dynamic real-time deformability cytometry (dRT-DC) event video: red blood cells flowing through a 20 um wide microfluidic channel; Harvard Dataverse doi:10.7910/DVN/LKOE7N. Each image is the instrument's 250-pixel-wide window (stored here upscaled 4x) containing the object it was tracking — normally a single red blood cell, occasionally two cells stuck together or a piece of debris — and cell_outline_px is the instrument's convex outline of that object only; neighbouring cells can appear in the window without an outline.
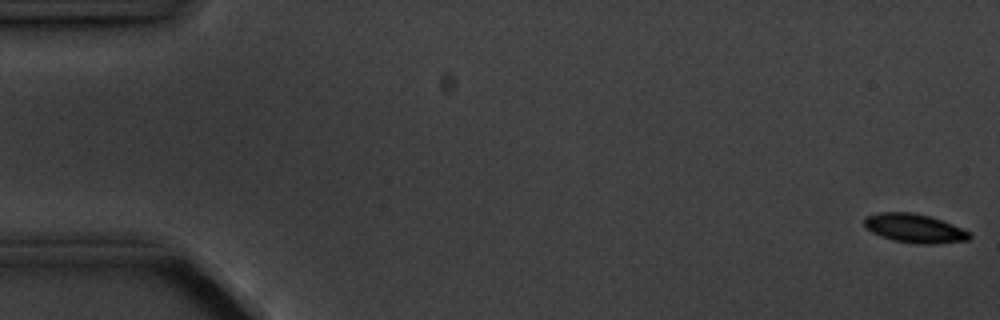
{"species": "common noctule bat (a hibernating species)", "species_latin": "Nyctalus noctula", "temperature_condition": "cold", "stored_images_in_passage": 6, "camera_frame_rate_fps": 3000, "um_per_image_px": 0.085, "animal": {"sex": "male", "body_mass_g": 20.1, "forearm_length_mm": 53.5}, "frame": {"image": 1, "passage_image": 1, "time_ms": 0.0, "image_size_px": [1000, 320], "cell_outline_px": [[972, 236], [968, 240], [928, 244], [916, 244], [892, 240], [880, 236], [864, 228], [864, 216], [876, 212], [912, 212], [928, 216], [952, 224], [968, 232]], "centroid_in_image_um": [77.65, 19.4], "position_along_channel_um": 7.4, "area_um2": 17.69}}